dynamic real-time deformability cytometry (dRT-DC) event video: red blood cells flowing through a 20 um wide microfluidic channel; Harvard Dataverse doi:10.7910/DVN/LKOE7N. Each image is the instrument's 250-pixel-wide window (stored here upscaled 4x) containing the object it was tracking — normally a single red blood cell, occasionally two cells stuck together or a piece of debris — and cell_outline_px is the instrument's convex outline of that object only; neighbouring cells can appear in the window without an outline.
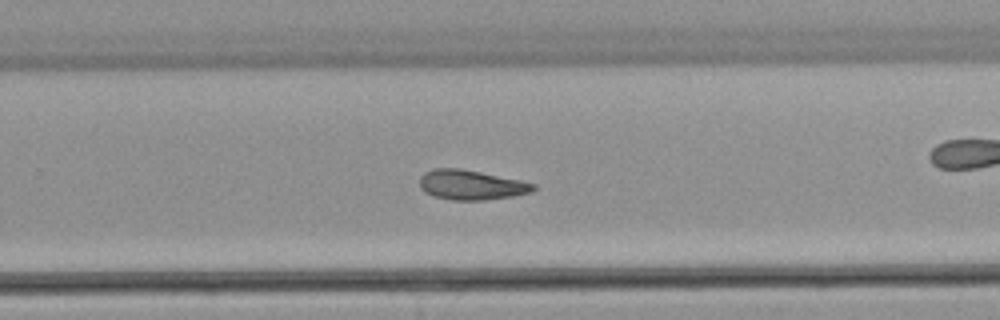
{"species": "common noctule bat (a hibernating species)", "species_latin": "Nyctalus noctula", "temperature_condition": "warm", "stored_images_in_passage": 45, "camera_frame_rate_fps": 3000, "um_per_image_px": 0.085, "animal": {"sex": "male", "body_mass_g": 21.5, "forearm_length_mm": 52.0}, "frame": {"image": 1, "passage_image": 26, "time_ms": 8.333, "image_size_px": [1000, 320], "cell_outline_px": [[536, 188], [532, 192], [512, 196], [484, 200], [452, 200], [436, 196], [424, 192], [420, 188], [420, 176], [424, 172], [436, 168], [460, 168], [480, 172], [536, 184]], "centroid_in_image_um": [40.02, 15.72], "position_along_channel_um": 289.8, "area_um2": 19.54}}